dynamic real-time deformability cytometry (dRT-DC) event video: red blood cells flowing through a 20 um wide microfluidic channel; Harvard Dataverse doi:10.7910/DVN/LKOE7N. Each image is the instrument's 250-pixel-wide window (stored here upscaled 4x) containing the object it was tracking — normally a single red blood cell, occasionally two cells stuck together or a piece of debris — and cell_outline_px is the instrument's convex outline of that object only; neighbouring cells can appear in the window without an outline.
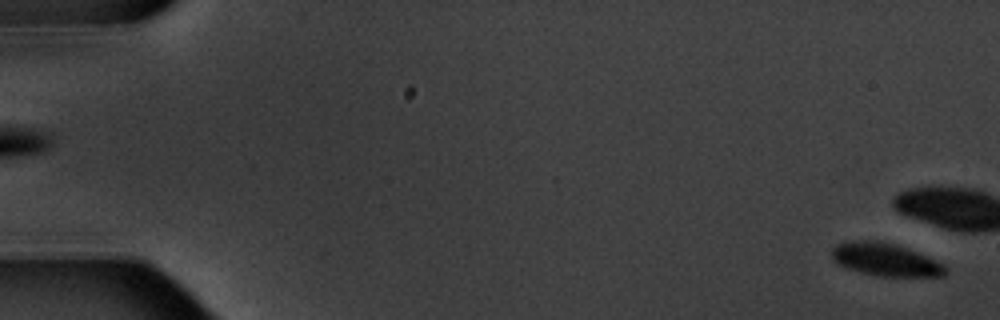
{"species": "common noctule bat (a hibernating species)", "species_latin": "Nyctalus noctula", "temperature_condition": "warm", "stored_images_in_passage": 7, "segment_of_instrument_passage": [2, 2], "camera_frame_rate_fps": 3000, "um_per_image_px": 0.085, "animal": {"sex": "male", "body_mass_g": 20.1, "forearm_length_mm": 53.5}, "frame": {"image": 1, "passage_image": 7, "time_ms": 7.0, "image_size_px": [1000, 320], "cell_outline_px": [[948, 272], [944, 276], [880, 276], [860, 272], [848, 268], [840, 264], [832, 256], [832, 248], [836, 244], [852, 240], [880, 240], [896, 244], [916, 252], [944, 264]], "centroid_in_image_um": [75.27, 22.05], "position_along_channel_um": 9.7, "area_um2": 21.56}}